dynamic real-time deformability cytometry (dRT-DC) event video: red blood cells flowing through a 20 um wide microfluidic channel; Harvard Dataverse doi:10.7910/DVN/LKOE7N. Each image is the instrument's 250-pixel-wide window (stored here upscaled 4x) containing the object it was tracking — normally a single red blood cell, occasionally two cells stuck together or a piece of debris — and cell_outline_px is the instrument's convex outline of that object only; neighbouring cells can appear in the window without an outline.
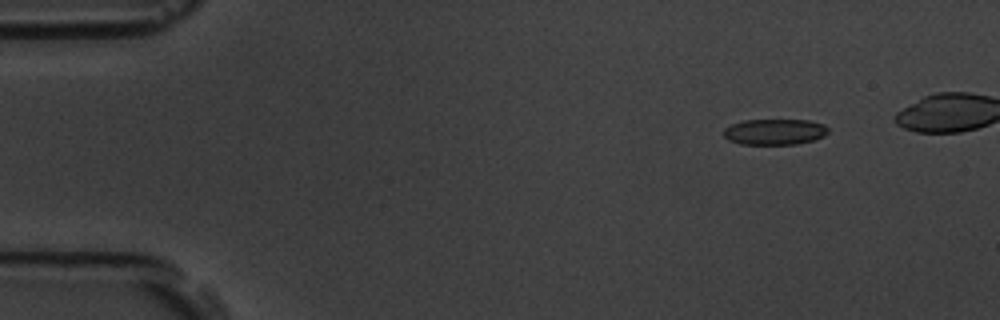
{"species": "common noctule bat (a hibernating species)", "species_latin": "Nyctalus noctula", "temperature_condition": "room temperature", "stored_images_in_passage": 3, "camera_frame_rate_fps": 3000, "um_per_image_px": 0.085, "animal": {"sex": "male", "body_mass_g": 19.5, "forearm_length_mm": 54.6}, "frame": {"image": 1, "passage_image": 3, "time_ms": 2.333, "image_size_px": [1000, 320], "cell_outline_px": [[828, 132], [824, 136], [812, 140], [796, 144], [740, 144], [728, 140], [724, 136], [724, 128], [732, 124], [744, 120], [808, 120], [824, 124], [828, 128]], "centroid_in_image_um": [65.84, 11.2], "position_along_channel_um": 19.2, "area_um2": 15.72}}